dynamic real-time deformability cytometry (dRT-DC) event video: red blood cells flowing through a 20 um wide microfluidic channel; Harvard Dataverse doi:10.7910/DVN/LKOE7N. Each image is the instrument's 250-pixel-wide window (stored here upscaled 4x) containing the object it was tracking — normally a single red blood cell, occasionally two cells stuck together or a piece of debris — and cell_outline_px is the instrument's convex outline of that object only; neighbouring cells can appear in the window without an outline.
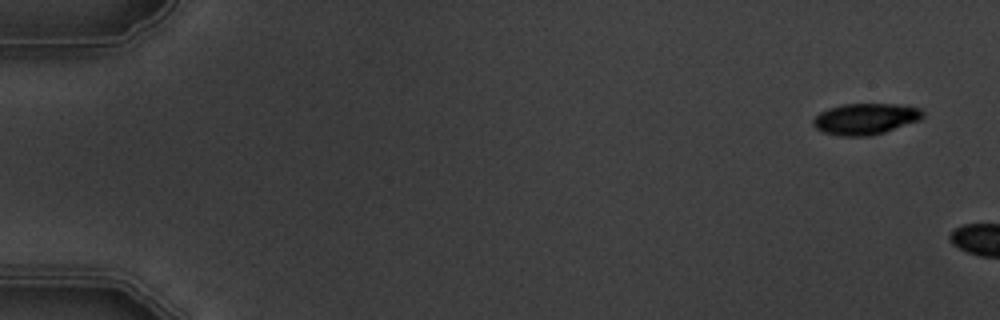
{"species": "common noctule bat (a hibernating species)", "species_latin": "Nyctalus noctula", "temperature_condition": "warm", "stored_images_in_passage": 3, "camera_frame_rate_fps": 3000, "um_per_image_px": 0.085, "animal": {"sex": "male", "body_mass_g": 19.5, "forearm_length_mm": 54.6}, "frame": {"image": 1, "passage_image": 1, "time_ms": 0.0, "image_size_px": [1000, 320], "cell_outline_px": [[924, 116], [920, 120], [884, 132], [868, 136], [840, 136], [824, 132], [816, 128], [812, 124], [812, 120], [820, 112], [828, 108], [844, 104], [896, 104], [920, 108], [924, 112]], "centroid_in_image_um": [73.56, 10.1], "position_along_channel_um": 11.4, "area_um2": 19.88}}